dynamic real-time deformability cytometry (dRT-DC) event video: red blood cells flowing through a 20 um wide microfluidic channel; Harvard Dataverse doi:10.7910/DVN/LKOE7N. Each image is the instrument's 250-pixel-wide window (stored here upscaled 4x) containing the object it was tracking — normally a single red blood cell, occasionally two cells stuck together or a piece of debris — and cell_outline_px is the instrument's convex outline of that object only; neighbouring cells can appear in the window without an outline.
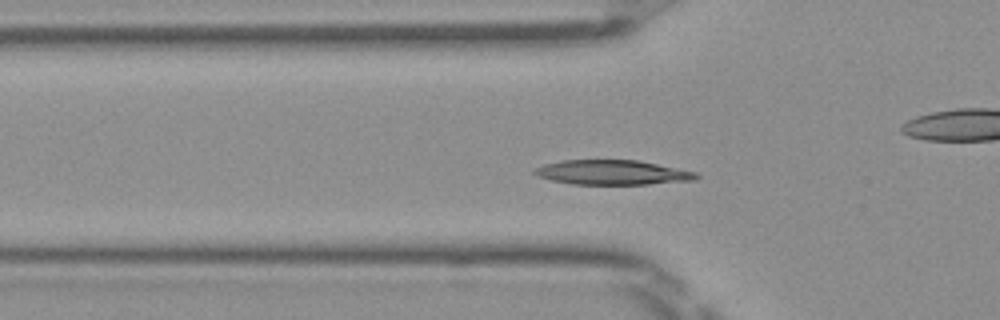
{"species": "Egyptian fruit bat (a non-hibernating species)", "species_latin": "Rousettus aegyptiacus", "temperature_condition": "room temperature", "stored_images_in_passage": 48, "camera_frame_rate_fps": 3000, "um_per_image_px": 0.085, "frame": {"image": 1, "passage_image": 13, "time_ms": 4.0, "image_size_px": [1000, 320], "cell_outline_px": [[700, 176], [696, 180], [648, 184], [572, 184], [552, 180], [540, 176], [532, 172], [536, 168], [544, 164], [564, 160], [636, 160], [696, 172]], "centroid_in_image_um": [52.07, 14.66], "position_along_channel_um": 73.7, "area_um2": 22.95}}
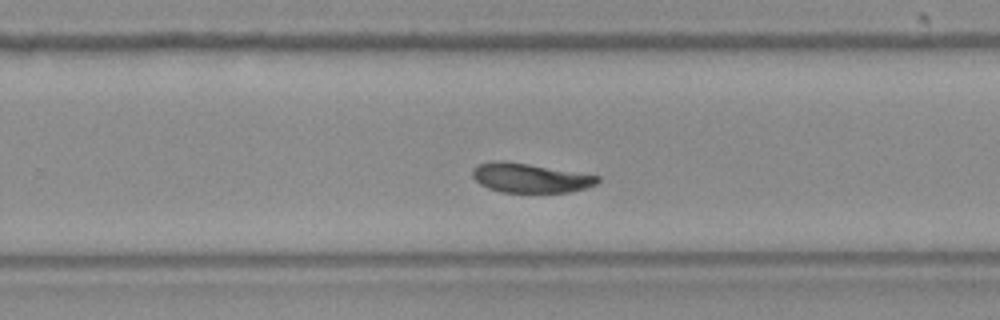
{"frame": {"image": 2, "passage_image": 29, "time_ms": 9.333, "image_size_px": [1000, 320], "cell_outline_px": [[600, 180], [596, 184], [584, 188], [568, 192], [500, 192], [488, 188], [480, 184], [472, 176], [472, 168], [476, 164], [492, 160], [504, 160], [600, 176]], "centroid_in_image_um": [44.99, 15.11], "position_along_channel_um": 284.8, "area_um2": 21.39}}
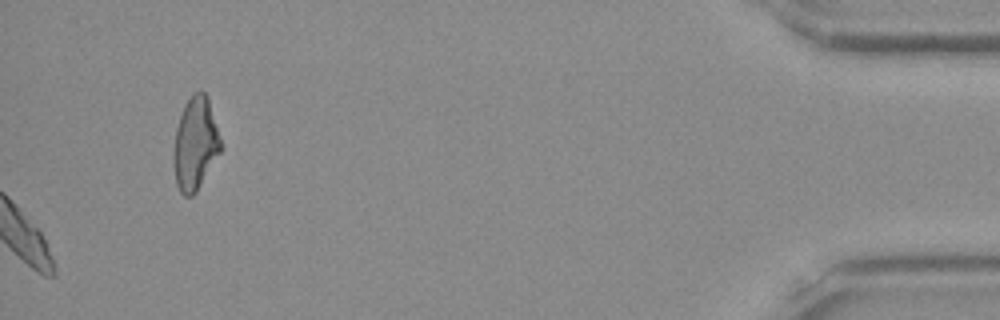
{"frame": {"image": 3, "passage_image": 48, "time_ms": 15.667, "image_size_px": [1000, 320], "cell_outline_px": [[224, 144], [220, 152], [196, 192], [192, 196], [184, 196], [180, 192], [176, 184], [172, 156], [176, 128], [184, 104], [192, 92], [200, 88], [208, 96]], "centroid_in_image_um": [16.62, 12.16], "position_along_channel_um": 418.6, "area_um2": 26.13}, "authors_computed_cell_mechanics": {"area_um2": 22.2819, "velocity_mm_per_s": 3.9547, "shape_relaxation_time_tau1_ms": 3.0847, "shape_relaxation_time_tau2_ms": 3.3444, "deformation_change_tau1": 0.1217, "deformation_change_tau2": 0.0714}}